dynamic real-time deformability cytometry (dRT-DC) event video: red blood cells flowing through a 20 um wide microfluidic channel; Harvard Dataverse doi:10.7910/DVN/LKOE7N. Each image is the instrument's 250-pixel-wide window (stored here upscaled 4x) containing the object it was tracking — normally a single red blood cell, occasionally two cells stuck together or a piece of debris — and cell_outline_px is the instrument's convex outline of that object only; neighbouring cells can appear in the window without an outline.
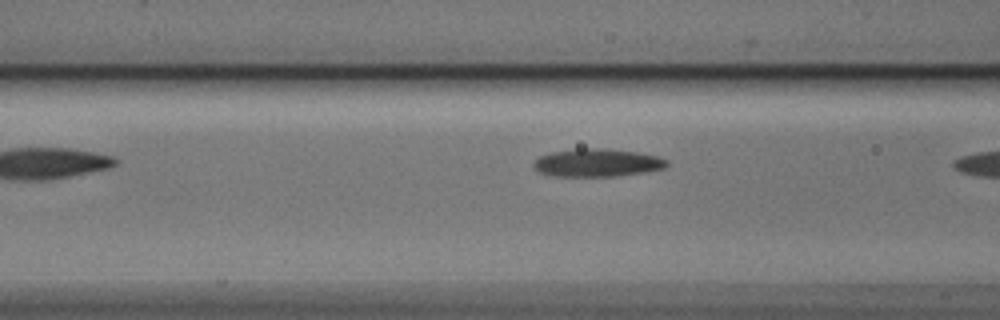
{"species": "Egyptian fruit bat (a non-hibernating species)", "species_latin": "Rousettus aegyptiacus", "temperature_condition": "cold", "stored_images_in_passage": 7, "camera_frame_rate_fps": 3000, "um_per_image_px": 0.085, "animal": {"sex": "male"}, "frame": {"image": 1, "passage_image": 6, "time_ms": 1.667, "image_size_px": [1000, 320], "cell_outline_px": [[668, 164], [664, 168], [644, 172], [616, 176], [552, 176], [540, 172], [532, 164], [540, 156], [552, 152], [576, 148], [604, 148], [636, 152], [656, 156], [668, 160]], "centroid_in_image_um": [50.76, 13.83], "position_along_channel_um": 115.8, "area_um2": 21.56}}